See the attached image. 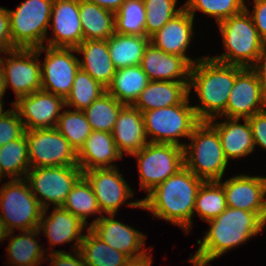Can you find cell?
<instances>
[{
    "instance_id": "11a10c76",
    "label": "cell",
    "mask_w": 266,
    "mask_h": 266,
    "mask_svg": "<svg viewBox=\"0 0 266 266\" xmlns=\"http://www.w3.org/2000/svg\"><path fill=\"white\" fill-rule=\"evenodd\" d=\"M5 176L3 175L2 173V170H1V167H0V182H1V179H3Z\"/></svg>"
},
{
    "instance_id": "bcb514c9",
    "label": "cell",
    "mask_w": 266,
    "mask_h": 266,
    "mask_svg": "<svg viewBox=\"0 0 266 266\" xmlns=\"http://www.w3.org/2000/svg\"><path fill=\"white\" fill-rule=\"evenodd\" d=\"M251 15L259 36L266 41V0H254Z\"/></svg>"
},
{
    "instance_id": "8fae6325",
    "label": "cell",
    "mask_w": 266,
    "mask_h": 266,
    "mask_svg": "<svg viewBox=\"0 0 266 266\" xmlns=\"http://www.w3.org/2000/svg\"><path fill=\"white\" fill-rule=\"evenodd\" d=\"M30 168L78 166V153L56 129L25 130Z\"/></svg>"
},
{
    "instance_id": "3957f363",
    "label": "cell",
    "mask_w": 266,
    "mask_h": 266,
    "mask_svg": "<svg viewBox=\"0 0 266 266\" xmlns=\"http://www.w3.org/2000/svg\"><path fill=\"white\" fill-rule=\"evenodd\" d=\"M207 222L210 228L197 241L200 246L195 255L210 261L262 232L266 225L254 212L229 207Z\"/></svg>"
},
{
    "instance_id": "5bb4252c",
    "label": "cell",
    "mask_w": 266,
    "mask_h": 266,
    "mask_svg": "<svg viewBox=\"0 0 266 266\" xmlns=\"http://www.w3.org/2000/svg\"><path fill=\"white\" fill-rule=\"evenodd\" d=\"M266 107V93L251 67H244L236 76L226 110L220 117L248 119Z\"/></svg>"
},
{
    "instance_id": "b9f144b4",
    "label": "cell",
    "mask_w": 266,
    "mask_h": 266,
    "mask_svg": "<svg viewBox=\"0 0 266 266\" xmlns=\"http://www.w3.org/2000/svg\"><path fill=\"white\" fill-rule=\"evenodd\" d=\"M24 133V124L14 107L0 116V147L19 139Z\"/></svg>"
},
{
    "instance_id": "7402d4cb",
    "label": "cell",
    "mask_w": 266,
    "mask_h": 266,
    "mask_svg": "<svg viewBox=\"0 0 266 266\" xmlns=\"http://www.w3.org/2000/svg\"><path fill=\"white\" fill-rule=\"evenodd\" d=\"M111 134L122 156L123 151L133 155L149 143L143 115L133 105L125 104L121 108Z\"/></svg>"
},
{
    "instance_id": "db71d44e",
    "label": "cell",
    "mask_w": 266,
    "mask_h": 266,
    "mask_svg": "<svg viewBox=\"0 0 266 266\" xmlns=\"http://www.w3.org/2000/svg\"><path fill=\"white\" fill-rule=\"evenodd\" d=\"M3 101H2V98H0V116L4 113V112H6V111H3Z\"/></svg>"
},
{
    "instance_id": "83f0119b",
    "label": "cell",
    "mask_w": 266,
    "mask_h": 266,
    "mask_svg": "<svg viewBox=\"0 0 266 266\" xmlns=\"http://www.w3.org/2000/svg\"><path fill=\"white\" fill-rule=\"evenodd\" d=\"M84 40H108L115 33V13L95 3L79 0Z\"/></svg>"
},
{
    "instance_id": "6da1fadb",
    "label": "cell",
    "mask_w": 266,
    "mask_h": 266,
    "mask_svg": "<svg viewBox=\"0 0 266 266\" xmlns=\"http://www.w3.org/2000/svg\"><path fill=\"white\" fill-rule=\"evenodd\" d=\"M204 180L186 166L158 184L141 200L127 203L129 207L151 211L157 218L178 225L184 231L192 227L197 193Z\"/></svg>"
},
{
    "instance_id": "603a6c76",
    "label": "cell",
    "mask_w": 266,
    "mask_h": 266,
    "mask_svg": "<svg viewBox=\"0 0 266 266\" xmlns=\"http://www.w3.org/2000/svg\"><path fill=\"white\" fill-rule=\"evenodd\" d=\"M47 209L43 210L38 229L48 238L50 245L69 243L75 240L74 251L79 250L84 238L83 228L88 226L80 218L63 209L53 208L51 215L45 217ZM45 217V218H44Z\"/></svg>"
},
{
    "instance_id": "c3c4849f",
    "label": "cell",
    "mask_w": 266,
    "mask_h": 266,
    "mask_svg": "<svg viewBox=\"0 0 266 266\" xmlns=\"http://www.w3.org/2000/svg\"><path fill=\"white\" fill-rule=\"evenodd\" d=\"M91 3H95L98 6L116 13L125 0H85Z\"/></svg>"
},
{
    "instance_id": "74e56055",
    "label": "cell",
    "mask_w": 266,
    "mask_h": 266,
    "mask_svg": "<svg viewBox=\"0 0 266 266\" xmlns=\"http://www.w3.org/2000/svg\"><path fill=\"white\" fill-rule=\"evenodd\" d=\"M143 0H125L115 13V33L146 36Z\"/></svg>"
},
{
    "instance_id": "44dd1931",
    "label": "cell",
    "mask_w": 266,
    "mask_h": 266,
    "mask_svg": "<svg viewBox=\"0 0 266 266\" xmlns=\"http://www.w3.org/2000/svg\"><path fill=\"white\" fill-rule=\"evenodd\" d=\"M193 21L194 18L183 8L179 14L150 37V43L166 53L184 57L193 65L197 60L186 55L194 32Z\"/></svg>"
},
{
    "instance_id": "f6af8a7d",
    "label": "cell",
    "mask_w": 266,
    "mask_h": 266,
    "mask_svg": "<svg viewBox=\"0 0 266 266\" xmlns=\"http://www.w3.org/2000/svg\"><path fill=\"white\" fill-rule=\"evenodd\" d=\"M13 49L8 9L0 7V51L3 54Z\"/></svg>"
},
{
    "instance_id": "9a60e30c",
    "label": "cell",
    "mask_w": 266,
    "mask_h": 266,
    "mask_svg": "<svg viewBox=\"0 0 266 266\" xmlns=\"http://www.w3.org/2000/svg\"><path fill=\"white\" fill-rule=\"evenodd\" d=\"M12 105L19 113L25 130L55 128L65 99L41 89L19 98Z\"/></svg>"
},
{
    "instance_id": "7bdbcfd3",
    "label": "cell",
    "mask_w": 266,
    "mask_h": 266,
    "mask_svg": "<svg viewBox=\"0 0 266 266\" xmlns=\"http://www.w3.org/2000/svg\"><path fill=\"white\" fill-rule=\"evenodd\" d=\"M252 129L253 143L266 149V110L248 118Z\"/></svg>"
},
{
    "instance_id": "ab89813d",
    "label": "cell",
    "mask_w": 266,
    "mask_h": 266,
    "mask_svg": "<svg viewBox=\"0 0 266 266\" xmlns=\"http://www.w3.org/2000/svg\"><path fill=\"white\" fill-rule=\"evenodd\" d=\"M245 0H188L183 6L194 18L199 10L214 17L217 24L246 9Z\"/></svg>"
},
{
    "instance_id": "cb8c5ba5",
    "label": "cell",
    "mask_w": 266,
    "mask_h": 266,
    "mask_svg": "<svg viewBox=\"0 0 266 266\" xmlns=\"http://www.w3.org/2000/svg\"><path fill=\"white\" fill-rule=\"evenodd\" d=\"M111 133L92 131L78 152V166L82 171L92 169L114 168L111 163L121 159Z\"/></svg>"
},
{
    "instance_id": "484cf974",
    "label": "cell",
    "mask_w": 266,
    "mask_h": 266,
    "mask_svg": "<svg viewBox=\"0 0 266 266\" xmlns=\"http://www.w3.org/2000/svg\"><path fill=\"white\" fill-rule=\"evenodd\" d=\"M189 82L150 81L132 104L141 113L181 104L189 96Z\"/></svg>"
},
{
    "instance_id": "f35d334b",
    "label": "cell",
    "mask_w": 266,
    "mask_h": 266,
    "mask_svg": "<svg viewBox=\"0 0 266 266\" xmlns=\"http://www.w3.org/2000/svg\"><path fill=\"white\" fill-rule=\"evenodd\" d=\"M78 153L93 131L84 111L64 110L55 127Z\"/></svg>"
},
{
    "instance_id": "e0dca14e",
    "label": "cell",
    "mask_w": 266,
    "mask_h": 266,
    "mask_svg": "<svg viewBox=\"0 0 266 266\" xmlns=\"http://www.w3.org/2000/svg\"><path fill=\"white\" fill-rule=\"evenodd\" d=\"M219 182L227 207L254 212L266 223V177L241 174Z\"/></svg>"
},
{
    "instance_id": "277c9868",
    "label": "cell",
    "mask_w": 266,
    "mask_h": 266,
    "mask_svg": "<svg viewBox=\"0 0 266 266\" xmlns=\"http://www.w3.org/2000/svg\"><path fill=\"white\" fill-rule=\"evenodd\" d=\"M227 52L212 59L241 67H252L261 53L264 40L259 36L251 13L246 9L218 23Z\"/></svg>"
},
{
    "instance_id": "f907efd6",
    "label": "cell",
    "mask_w": 266,
    "mask_h": 266,
    "mask_svg": "<svg viewBox=\"0 0 266 266\" xmlns=\"http://www.w3.org/2000/svg\"><path fill=\"white\" fill-rule=\"evenodd\" d=\"M152 257L148 256L141 260L131 261L127 266H151Z\"/></svg>"
},
{
    "instance_id": "2e32d148",
    "label": "cell",
    "mask_w": 266,
    "mask_h": 266,
    "mask_svg": "<svg viewBox=\"0 0 266 266\" xmlns=\"http://www.w3.org/2000/svg\"><path fill=\"white\" fill-rule=\"evenodd\" d=\"M115 215L104 214L89 225V229L113 249L127 255L132 261L141 260L149 254L141 248L146 236L140 231L117 221Z\"/></svg>"
},
{
    "instance_id": "8992f818",
    "label": "cell",
    "mask_w": 266,
    "mask_h": 266,
    "mask_svg": "<svg viewBox=\"0 0 266 266\" xmlns=\"http://www.w3.org/2000/svg\"><path fill=\"white\" fill-rule=\"evenodd\" d=\"M0 188V217L8 232H21L39 227L43 207L26 179H9Z\"/></svg>"
},
{
    "instance_id": "d6a6232c",
    "label": "cell",
    "mask_w": 266,
    "mask_h": 266,
    "mask_svg": "<svg viewBox=\"0 0 266 266\" xmlns=\"http://www.w3.org/2000/svg\"><path fill=\"white\" fill-rule=\"evenodd\" d=\"M0 167L3 175L10 180L26 178L30 164L25 133L19 139L0 147Z\"/></svg>"
},
{
    "instance_id": "d6986e66",
    "label": "cell",
    "mask_w": 266,
    "mask_h": 266,
    "mask_svg": "<svg viewBox=\"0 0 266 266\" xmlns=\"http://www.w3.org/2000/svg\"><path fill=\"white\" fill-rule=\"evenodd\" d=\"M50 19L54 37L46 39L47 46L76 48L83 41L79 0H54Z\"/></svg>"
},
{
    "instance_id": "8d00e7d4",
    "label": "cell",
    "mask_w": 266,
    "mask_h": 266,
    "mask_svg": "<svg viewBox=\"0 0 266 266\" xmlns=\"http://www.w3.org/2000/svg\"><path fill=\"white\" fill-rule=\"evenodd\" d=\"M105 92L106 88L101 83L80 68L75 75L71 92L65 99V107L84 111Z\"/></svg>"
},
{
    "instance_id": "7a4b0ae2",
    "label": "cell",
    "mask_w": 266,
    "mask_h": 266,
    "mask_svg": "<svg viewBox=\"0 0 266 266\" xmlns=\"http://www.w3.org/2000/svg\"><path fill=\"white\" fill-rule=\"evenodd\" d=\"M243 68L211 57L198 58L191 66L189 95L194 88L201 105L193 108L200 121L216 119L225 112L235 78Z\"/></svg>"
},
{
    "instance_id": "7c38bea8",
    "label": "cell",
    "mask_w": 266,
    "mask_h": 266,
    "mask_svg": "<svg viewBox=\"0 0 266 266\" xmlns=\"http://www.w3.org/2000/svg\"><path fill=\"white\" fill-rule=\"evenodd\" d=\"M41 52V47L15 48L4 53L11 56H4L6 61L1 57L6 87H12L17 100L41 90Z\"/></svg>"
},
{
    "instance_id": "ee69618b",
    "label": "cell",
    "mask_w": 266,
    "mask_h": 266,
    "mask_svg": "<svg viewBox=\"0 0 266 266\" xmlns=\"http://www.w3.org/2000/svg\"><path fill=\"white\" fill-rule=\"evenodd\" d=\"M74 254L76 257L66 251L52 250L49 254V263L51 266H87L79 250H76Z\"/></svg>"
},
{
    "instance_id": "f1b7e54d",
    "label": "cell",
    "mask_w": 266,
    "mask_h": 266,
    "mask_svg": "<svg viewBox=\"0 0 266 266\" xmlns=\"http://www.w3.org/2000/svg\"><path fill=\"white\" fill-rule=\"evenodd\" d=\"M149 82L140 65L129 66L116 70L106 91L119 102L132 105Z\"/></svg>"
},
{
    "instance_id": "d590c367",
    "label": "cell",
    "mask_w": 266,
    "mask_h": 266,
    "mask_svg": "<svg viewBox=\"0 0 266 266\" xmlns=\"http://www.w3.org/2000/svg\"><path fill=\"white\" fill-rule=\"evenodd\" d=\"M227 208L226 196L219 181H204L198 190L194 213L204 221L218 217Z\"/></svg>"
},
{
    "instance_id": "4dcf8cb0",
    "label": "cell",
    "mask_w": 266,
    "mask_h": 266,
    "mask_svg": "<svg viewBox=\"0 0 266 266\" xmlns=\"http://www.w3.org/2000/svg\"><path fill=\"white\" fill-rule=\"evenodd\" d=\"M87 228L79 252L87 266H127L132 260L98 238Z\"/></svg>"
},
{
    "instance_id": "ffe728a7",
    "label": "cell",
    "mask_w": 266,
    "mask_h": 266,
    "mask_svg": "<svg viewBox=\"0 0 266 266\" xmlns=\"http://www.w3.org/2000/svg\"><path fill=\"white\" fill-rule=\"evenodd\" d=\"M140 66L150 81L189 82L192 65L184 57L166 53L149 42Z\"/></svg>"
},
{
    "instance_id": "d4e9b609",
    "label": "cell",
    "mask_w": 266,
    "mask_h": 266,
    "mask_svg": "<svg viewBox=\"0 0 266 266\" xmlns=\"http://www.w3.org/2000/svg\"><path fill=\"white\" fill-rule=\"evenodd\" d=\"M224 122H208L217 130L224 154L230 159L241 158L252 153L255 149L251 125L248 119L240 124L239 118H226Z\"/></svg>"
},
{
    "instance_id": "9c48e42d",
    "label": "cell",
    "mask_w": 266,
    "mask_h": 266,
    "mask_svg": "<svg viewBox=\"0 0 266 266\" xmlns=\"http://www.w3.org/2000/svg\"><path fill=\"white\" fill-rule=\"evenodd\" d=\"M137 158L140 188L147 193L185 166L184 148L175 144L147 143Z\"/></svg>"
},
{
    "instance_id": "681fc988",
    "label": "cell",
    "mask_w": 266,
    "mask_h": 266,
    "mask_svg": "<svg viewBox=\"0 0 266 266\" xmlns=\"http://www.w3.org/2000/svg\"><path fill=\"white\" fill-rule=\"evenodd\" d=\"M6 80H5V72L3 70L2 65L0 64V98H3V96L6 93Z\"/></svg>"
},
{
    "instance_id": "f5cc1de1",
    "label": "cell",
    "mask_w": 266,
    "mask_h": 266,
    "mask_svg": "<svg viewBox=\"0 0 266 266\" xmlns=\"http://www.w3.org/2000/svg\"><path fill=\"white\" fill-rule=\"evenodd\" d=\"M10 234H12V232H8L4 222L2 221L1 217H0V242L3 239H6L7 237H10Z\"/></svg>"
},
{
    "instance_id": "e575fe53",
    "label": "cell",
    "mask_w": 266,
    "mask_h": 266,
    "mask_svg": "<svg viewBox=\"0 0 266 266\" xmlns=\"http://www.w3.org/2000/svg\"><path fill=\"white\" fill-rule=\"evenodd\" d=\"M62 208L80 218L85 224L87 217L102 214L91 184L82 176L68 193Z\"/></svg>"
},
{
    "instance_id": "836d02e7",
    "label": "cell",
    "mask_w": 266,
    "mask_h": 266,
    "mask_svg": "<svg viewBox=\"0 0 266 266\" xmlns=\"http://www.w3.org/2000/svg\"><path fill=\"white\" fill-rule=\"evenodd\" d=\"M124 105L106 91L86 108L84 113L93 131L111 133Z\"/></svg>"
},
{
    "instance_id": "30bf717a",
    "label": "cell",
    "mask_w": 266,
    "mask_h": 266,
    "mask_svg": "<svg viewBox=\"0 0 266 266\" xmlns=\"http://www.w3.org/2000/svg\"><path fill=\"white\" fill-rule=\"evenodd\" d=\"M82 176L79 166H54L30 168L25 179L40 205L48 210L51 203L53 207H62L68 193Z\"/></svg>"
},
{
    "instance_id": "60d3db41",
    "label": "cell",
    "mask_w": 266,
    "mask_h": 266,
    "mask_svg": "<svg viewBox=\"0 0 266 266\" xmlns=\"http://www.w3.org/2000/svg\"><path fill=\"white\" fill-rule=\"evenodd\" d=\"M143 3L146 11V37L149 38L184 8L181 6L176 9L177 0H143Z\"/></svg>"
},
{
    "instance_id": "5b68a950",
    "label": "cell",
    "mask_w": 266,
    "mask_h": 266,
    "mask_svg": "<svg viewBox=\"0 0 266 266\" xmlns=\"http://www.w3.org/2000/svg\"><path fill=\"white\" fill-rule=\"evenodd\" d=\"M188 139L192 143L184 147L185 166L204 181L221 180L228 160L217 130L208 121H200Z\"/></svg>"
},
{
    "instance_id": "4316f807",
    "label": "cell",
    "mask_w": 266,
    "mask_h": 266,
    "mask_svg": "<svg viewBox=\"0 0 266 266\" xmlns=\"http://www.w3.org/2000/svg\"><path fill=\"white\" fill-rule=\"evenodd\" d=\"M84 56L80 68L105 88L111 83L116 68L111 60L107 40H84L76 47Z\"/></svg>"
},
{
    "instance_id": "ba28073f",
    "label": "cell",
    "mask_w": 266,
    "mask_h": 266,
    "mask_svg": "<svg viewBox=\"0 0 266 266\" xmlns=\"http://www.w3.org/2000/svg\"><path fill=\"white\" fill-rule=\"evenodd\" d=\"M53 1L26 0L16 10L8 9L14 48H38L45 45Z\"/></svg>"
},
{
    "instance_id": "1f68e13d",
    "label": "cell",
    "mask_w": 266,
    "mask_h": 266,
    "mask_svg": "<svg viewBox=\"0 0 266 266\" xmlns=\"http://www.w3.org/2000/svg\"><path fill=\"white\" fill-rule=\"evenodd\" d=\"M20 235L10 237L7 254L14 266H35L43 262L45 251L36 237L41 232L38 228L22 231Z\"/></svg>"
},
{
    "instance_id": "7dc6e473",
    "label": "cell",
    "mask_w": 266,
    "mask_h": 266,
    "mask_svg": "<svg viewBox=\"0 0 266 266\" xmlns=\"http://www.w3.org/2000/svg\"><path fill=\"white\" fill-rule=\"evenodd\" d=\"M251 68L256 72L262 88L266 93V41L264 42L261 53L257 57V61Z\"/></svg>"
},
{
    "instance_id": "ac0fdd59",
    "label": "cell",
    "mask_w": 266,
    "mask_h": 266,
    "mask_svg": "<svg viewBox=\"0 0 266 266\" xmlns=\"http://www.w3.org/2000/svg\"><path fill=\"white\" fill-rule=\"evenodd\" d=\"M117 167L84 171L91 184L102 214H116L120 205L133 198V190L126 183Z\"/></svg>"
},
{
    "instance_id": "52a82bcc",
    "label": "cell",
    "mask_w": 266,
    "mask_h": 266,
    "mask_svg": "<svg viewBox=\"0 0 266 266\" xmlns=\"http://www.w3.org/2000/svg\"><path fill=\"white\" fill-rule=\"evenodd\" d=\"M142 115L146 135L152 137L150 143L175 144L183 148L186 143H180L178 138H189L200 122L193 105L189 104V96L181 104L149 110Z\"/></svg>"
},
{
    "instance_id": "f546056e",
    "label": "cell",
    "mask_w": 266,
    "mask_h": 266,
    "mask_svg": "<svg viewBox=\"0 0 266 266\" xmlns=\"http://www.w3.org/2000/svg\"><path fill=\"white\" fill-rule=\"evenodd\" d=\"M108 50L116 70L140 65L150 38L114 33L108 40Z\"/></svg>"
},
{
    "instance_id": "816d5d0a",
    "label": "cell",
    "mask_w": 266,
    "mask_h": 266,
    "mask_svg": "<svg viewBox=\"0 0 266 266\" xmlns=\"http://www.w3.org/2000/svg\"><path fill=\"white\" fill-rule=\"evenodd\" d=\"M188 262L192 263L193 266H206L208 263H210V260H206L194 255L191 257V259H189Z\"/></svg>"
},
{
    "instance_id": "4fadbf2b",
    "label": "cell",
    "mask_w": 266,
    "mask_h": 266,
    "mask_svg": "<svg viewBox=\"0 0 266 266\" xmlns=\"http://www.w3.org/2000/svg\"><path fill=\"white\" fill-rule=\"evenodd\" d=\"M41 50L46 52L41 65V89L66 99L80 69V59L72 53H77L76 48L44 45Z\"/></svg>"
}]
</instances>
